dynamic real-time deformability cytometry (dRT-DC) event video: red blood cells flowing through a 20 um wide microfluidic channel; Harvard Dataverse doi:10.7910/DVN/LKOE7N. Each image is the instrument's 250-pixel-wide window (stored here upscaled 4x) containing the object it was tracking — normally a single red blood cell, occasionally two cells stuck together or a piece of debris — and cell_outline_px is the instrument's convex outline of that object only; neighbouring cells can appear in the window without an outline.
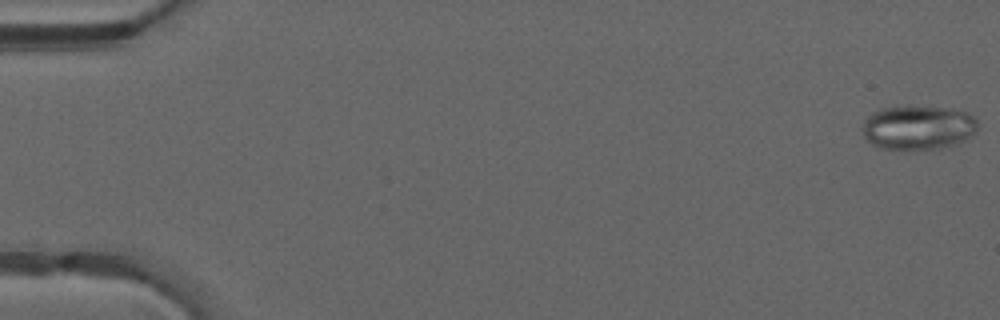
{"species": "common noctule bat (a hibernating species)", "species_latin": "Nyctalus noctula", "temperature_condition": "warm", "stored_images_in_passage": 49, "camera_frame_rate_fps": 3000, "um_per_image_px": 0.085, "animal": {"sex": "male", "forearm_length_mm": 52.5}, "frame": {"image": 1, "passage_image": 1, "time_ms": 0.0, "image_size_px": [1000, 320], "cell_outline_px": [[976, 132], [972, 136], [956, 144], [940, 148], [880, 148], [872, 144], [864, 136], [860, 128], [864, 120], [872, 112], [884, 108], [908, 104], [952, 108], [968, 112], [976, 120]], "centroid_in_image_um": [78.02, 10.79], "position_along_channel_um": 7.0, "area_um2": 30.11}}
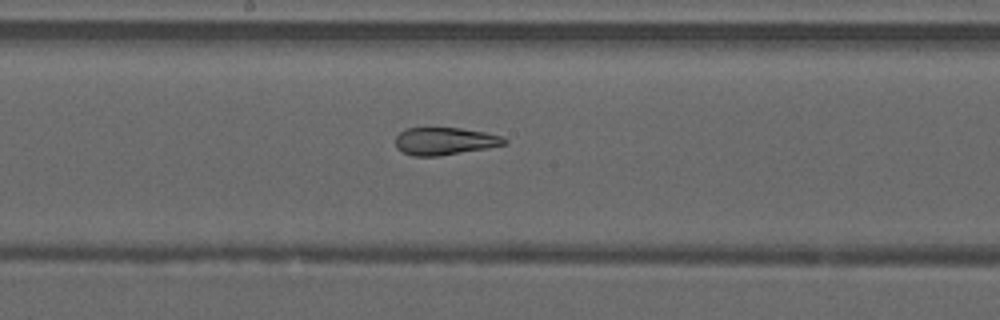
{"frame": {"image": 2, "passage_image": 27, "time_ms": 8.667, "image_size_px": [1000, 320], "cell_outline_px": [[508, 144], [488, 148], [436, 156], [412, 156], [396, 148], [396, 136], [400, 132], [408, 128], [460, 128], [484, 132], [500, 136], [508, 140]], "centroid_in_image_um": [37.81, 12.0], "position_along_channel_um": 210.4, "area_um2": 17.34}}
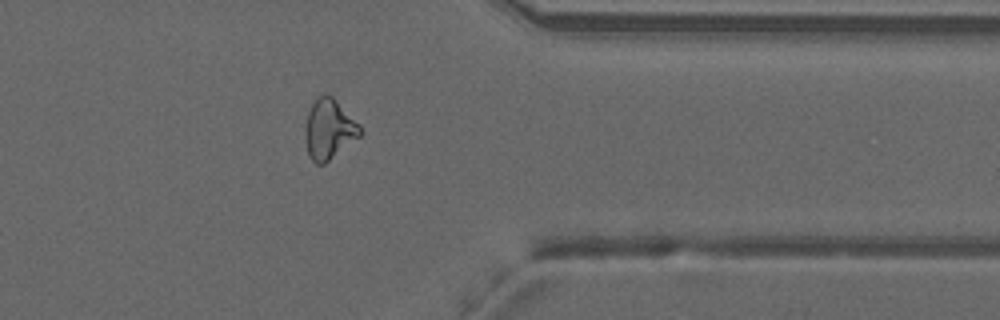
{"frame": {"image": 3, "passage_image": 40, "time_ms": 13.0, "image_size_px": [1000, 320], "cell_outline_px": [[364, 132], [360, 136], [324, 164], [316, 164], [312, 160], [308, 152], [304, 140], [304, 132], [308, 112], [316, 96], [324, 92], [332, 96], [360, 124]], "centroid_in_image_um": [27.96, 10.96], "position_along_channel_um": 383.4, "area_um2": 19.42}, "authors_computed_cell_mechanics": {"area_um2": 21.0392, "velocity_mm_per_s": 4.2186, "shape_relaxation_time_tau1_ms": null, "shape_relaxation_time_tau2_ms": 1.501, "deformation_change_tau1": null, "deformation_change_tau2": 0.0695}}